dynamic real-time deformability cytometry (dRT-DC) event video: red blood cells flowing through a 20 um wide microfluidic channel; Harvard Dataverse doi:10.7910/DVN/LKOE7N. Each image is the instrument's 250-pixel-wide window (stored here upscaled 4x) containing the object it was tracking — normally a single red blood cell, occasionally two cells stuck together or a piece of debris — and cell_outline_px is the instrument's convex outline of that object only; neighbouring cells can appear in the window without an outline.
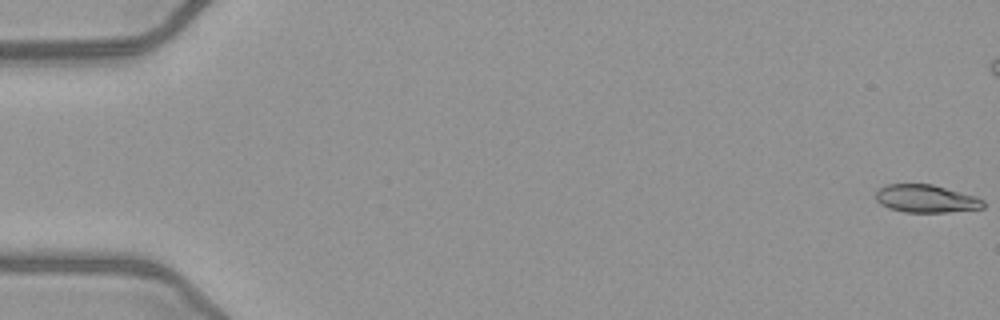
{"species": "common noctule bat (a hibernating species)", "species_latin": "Nyctalus noctula", "temperature_condition": "warm", "stored_images_in_passage": 53, "camera_frame_rate_fps": 3000, "um_per_image_px": 0.085, "animal": {"sex": "female", "body_mass_g": 21.9}, "frame": {"image": 1, "passage_image": 1, "time_ms": 0.0, "image_size_px": [1000, 320], "cell_outline_px": [[984, 208], [948, 212], [904, 212], [888, 208], [880, 204], [876, 200], [876, 192], [880, 188], [888, 184], [932, 184], [976, 196], [984, 200]], "centroid_in_image_um": [78.72, 16.89], "position_along_channel_um": 6.3, "area_um2": 17.46}}
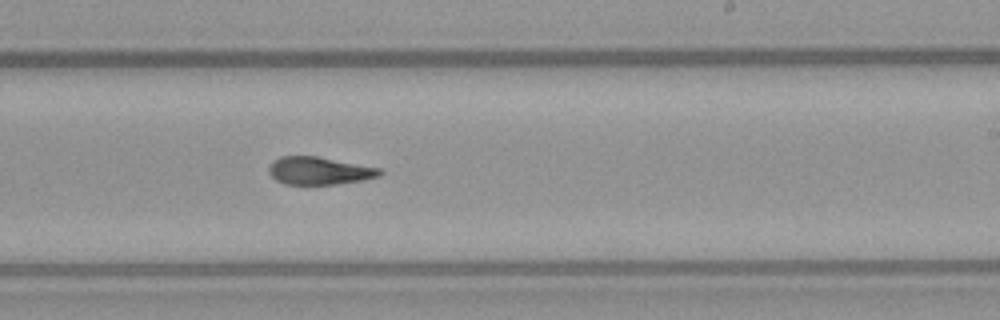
{"frame": {"image": 2, "passage_image": 32, "time_ms": 10.333, "image_size_px": [1000, 320], "cell_outline_px": [[384, 172], [380, 176], [364, 180], [336, 184], [284, 184], [276, 180], [268, 172], [268, 168], [272, 160], [280, 156], [316, 156], [380, 168]], "centroid_in_image_um": [27.12, 14.51], "position_along_channel_um": 261.9, "area_um2": 17.98}}
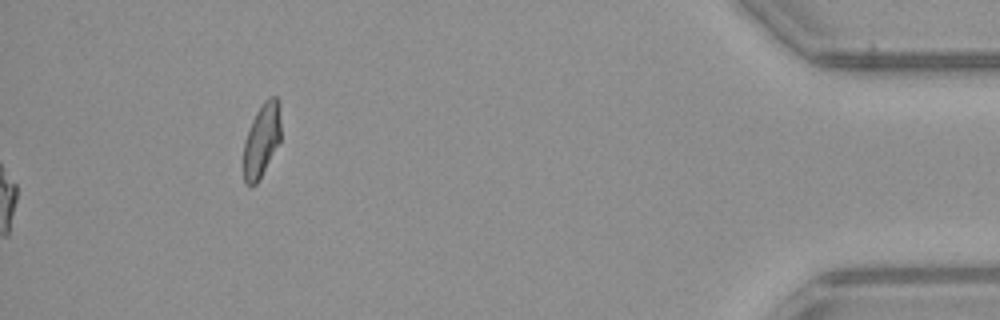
{"frame": {"image": 3, "passage_image": 53, "time_ms": 17.333, "image_size_px": [1000, 320], "cell_outline_px": [[280, 140], [256, 184], [252, 188], [244, 184], [244, 140], [252, 120], [256, 112], [264, 100], [268, 96], [276, 96], [280, 100]], "centroid_in_image_um": [22.23, 11.87], "position_along_channel_um": 413.0, "area_um2": 16.01}, "authors_computed_cell_mechanics": {"area_um2": 18.3804, "velocity_mm_per_s": 4.0565, "shape_relaxation_time_tau1_ms": 11.2592, "shape_relaxation_time_tau2_ms": 2.5942, "deformation_change_tau1": 0.2923, "deformation_change_tau2": 0.1033}}